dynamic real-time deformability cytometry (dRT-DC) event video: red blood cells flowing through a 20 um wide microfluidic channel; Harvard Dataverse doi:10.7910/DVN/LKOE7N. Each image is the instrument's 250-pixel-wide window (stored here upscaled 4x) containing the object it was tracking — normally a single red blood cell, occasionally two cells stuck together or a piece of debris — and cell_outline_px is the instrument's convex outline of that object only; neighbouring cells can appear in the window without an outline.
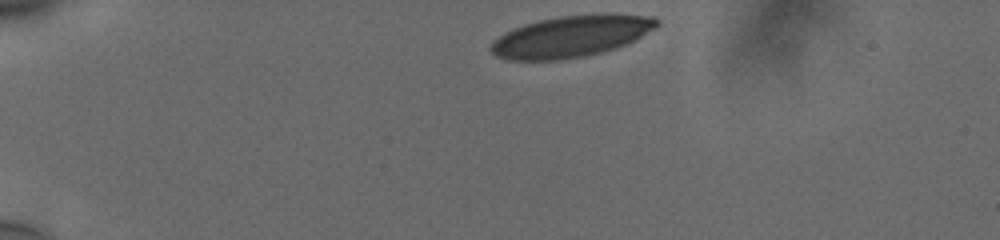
{"species": "human", "species_latin": "Homo sapiens", "temperature_condition": "cold", "stored_images_in_passage": 38, "camera_frame_rate_fps": 3000, "um_per_image_px": 0.085, "donor": {"sex": "male"}, "frame": {"image": 1, "passage_image": 1, "time_ms": 0.0, "image_size_px": [1000, 240], "cell_outline_px": [[660, 24], [656, 28], [628, 44], [616, 48], [584, 56], [560, 60], [508, 60], [496, 56], [488, 48], [492, 40], [504, 32], [512, 28], [524, 24], [540, 20], [560, 16], [656, 16], [660, 20]], "centroid_in_image_um": [48.48, 3.13], "position_along_channel_um": 36.5, "area_um2": 39.54}}
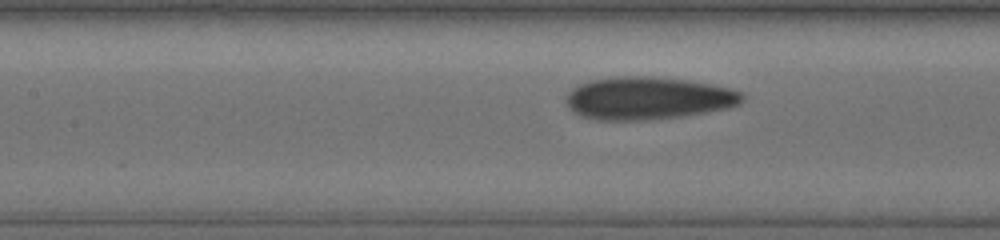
{"frame": {"image": 2, "passage_image": 16, "time_ms": 5.0, "image_size_px": [1000, 240], "cell_outline_px": [[744, 100], [740, 104], [728, 108], [708, 112], [680, 116], [648, 120], [600, 120], [584, 116], [572, 112], [568, 108], [564, 100], [568, 92], [572, 88], [580, 84], [592, 80], [612, 76], [652, 76], [688, 80], [712, 84], [732, 88], [744, 92]], "centroid_in_image_um": [55.1, 8.34], "position_along_channel_um": 152.3, "area_um2": 44.27}}
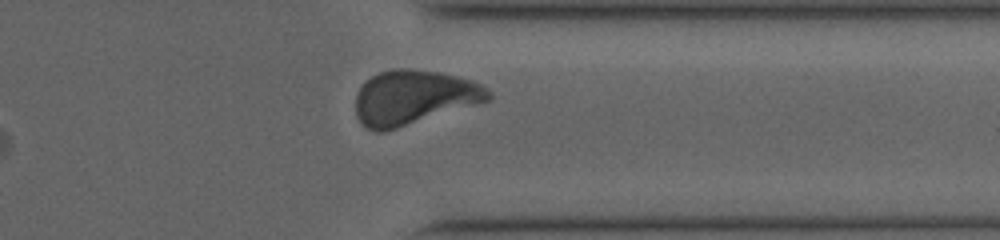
{"frame": {"image": 3, "passage_image": 34, "time_ms": 11.0, "image_size_px": [1000, 240], "cell_outline_px": [[492, 100], [396, 128], [380, 132], [376, 132], [368, 128], [356, 116], [356, 96], [360, 88], [372, 76], [380, 72], [392, 68], [408, 68], [440, 72], [472, 80], [484, 84], [492, 92]], "centroid_in_image_um": [35.23, 8.26], "position_along_channel_um": 376.2, "area_um2": 42.08}, "authors_computed_cell_mechanics": {"area_um2": 42.2518, "velocity_mm_per_s": 3.744, "shape_relaxation_time_tau1_ms": 4.4606, "shape_relaxation_time_tau2_ms": 1.2817, "deformation_change_tau1": 0.1593, "deformation_change_tau2": 0.078}}